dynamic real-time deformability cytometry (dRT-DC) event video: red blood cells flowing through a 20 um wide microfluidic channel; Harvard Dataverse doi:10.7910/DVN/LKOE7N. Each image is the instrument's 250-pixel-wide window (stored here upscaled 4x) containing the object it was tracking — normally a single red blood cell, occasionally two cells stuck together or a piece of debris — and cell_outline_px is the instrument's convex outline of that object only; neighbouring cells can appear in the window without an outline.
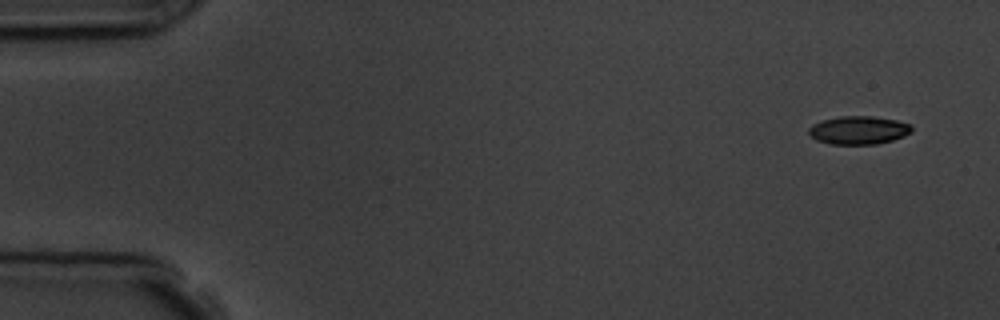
{"species": "common noctule bat (a hibernating species)", "species_latin": "Nyctalus noctula", "temperature_condition": "room temperature", "stored_images_in_passage": 4, "camera_frame_rate_fps": 3000, "um_per_image_px": 0.085, "animal": {"sex": "male", "body_mass_g": 19.5, "forearm_length_mm": 54.6}, "frame": {"image": 1, "passage_image": 1, "time_ms": 0.0, "image_size_px": [1000, 320], "cell_outline_px": [[912, 132], [904, 136], [892, 140], [876, 144], [832, 144], [816, 140], [808, 132], [808, 128], [812, 124], [820, 120], [840, 116], [872, 116], [896, 120], [912, 124]], "centroid_in_image_um": [72.98, 11.05], "position_along_channel_um": 12.0, "area_um2": 17.05}}
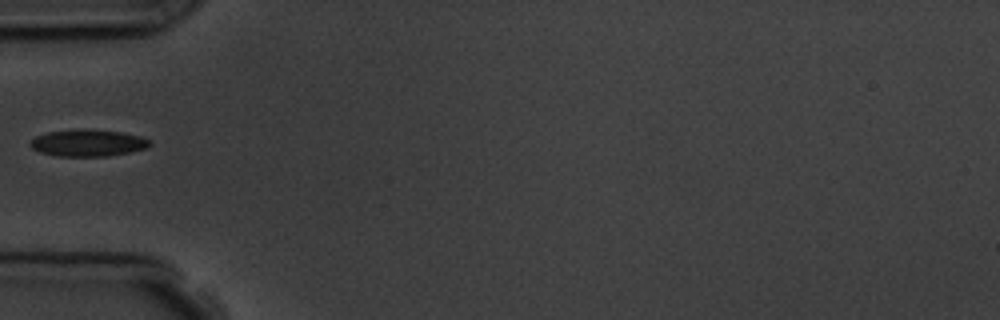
{"frame": {"image": 2, "passage_image": 4, "time_ms": 5.0, "image_size_px": [1000, 320], "cell_outline_px": [[152, 144], [144, 148], [128, 152], [108, 156], [56, 156], [40, 152], [32, 148], [28, 144], [36, 136], [48, 132], [84, 128], [124, 132], [140, 136], [148, 140]], "centroid_in_image_um": [7.45, 12.14], "position_along_channel_um": 77.6, "area_um2": 18.67}}